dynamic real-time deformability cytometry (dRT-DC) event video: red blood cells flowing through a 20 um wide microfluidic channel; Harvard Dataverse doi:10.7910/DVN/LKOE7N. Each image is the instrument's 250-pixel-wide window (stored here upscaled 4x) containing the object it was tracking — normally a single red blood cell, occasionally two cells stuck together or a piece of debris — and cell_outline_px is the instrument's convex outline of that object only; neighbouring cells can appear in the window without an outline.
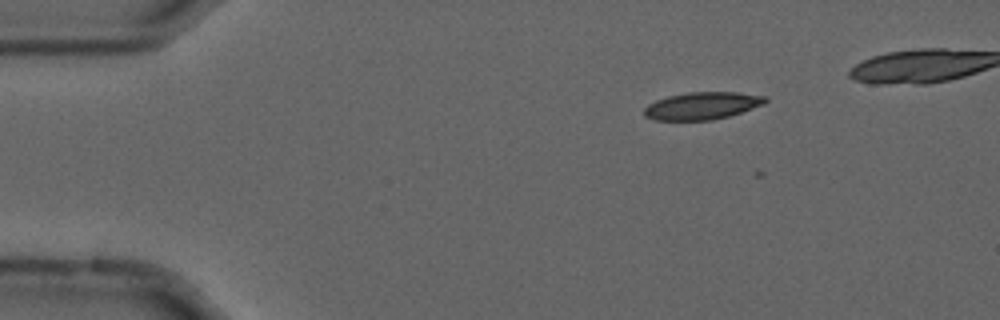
{"species": "common noctule bat (a hibernating species)", "species_latin": "Nyctalus noctula", "temperature_condition": "cold", "stored_images_in_passage": 4, "camera_frame_rate_fps": 3000, "um_per_image_px": 0.085, "animal": {"sex": "male", "forearm_length_mm": 52.5}, "frame": {"image": 1, "passage_image": 3, "time_ms": 0.667, "image_size_px": [1000, 320], "cell_outline_px": [[768, 100], [764, 104], [728, 116], [712, 120], [652, 120], [644, 116], [644, 108], [648, 104], [656, 100], [668, 96], [688, 92], [736, 92], [768, 96]], "centroid_in_image_um": [59.67, 8.99], "position_along_channel_um": 25.3, "area_um2": 19.36}}